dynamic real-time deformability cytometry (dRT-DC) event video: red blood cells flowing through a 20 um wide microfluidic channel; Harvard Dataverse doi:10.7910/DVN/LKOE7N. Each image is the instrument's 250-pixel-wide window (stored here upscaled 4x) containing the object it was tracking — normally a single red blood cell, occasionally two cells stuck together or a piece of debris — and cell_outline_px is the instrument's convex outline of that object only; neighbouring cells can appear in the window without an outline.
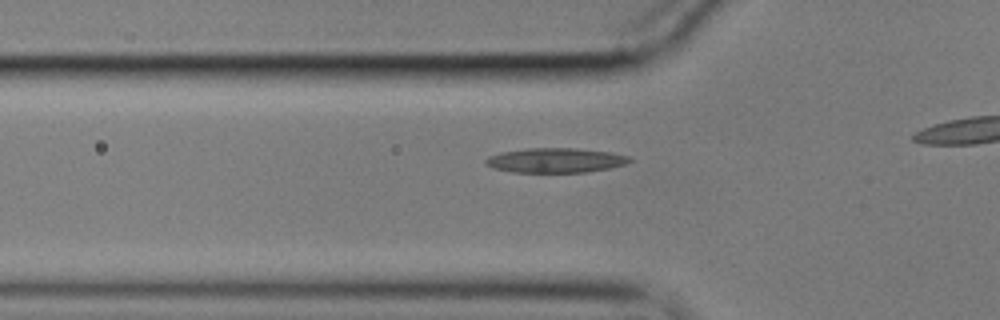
{"species": "common noctule bat (a hibernating species)", "species_latin": "Nyctalus noctula", "temperature_condition": "cold", "stored_images_in_passage": 16, "camera_frame_rate_fps": 3000, "um_per_image_px": 0.085, "animal": {"sex": "male", "body_mass_g": 17.9}, "frame": {"image": 1, "passage_image": 10, "time_ms": 3.0, "image_size_px": [1000, 320], "cell_outline_px": [[632, 160], [624, 164], [608, 168], [584, 172], [512, 172], [492, 168], [484, 160], [488, 156], [504, 152], [528, 148], [576, 148], [612, 152], [628, 156]], "centroid_in_image_um": [47.21, 13.62], "position_along_channel_um": 78.6, "area_um2": 20.46}}
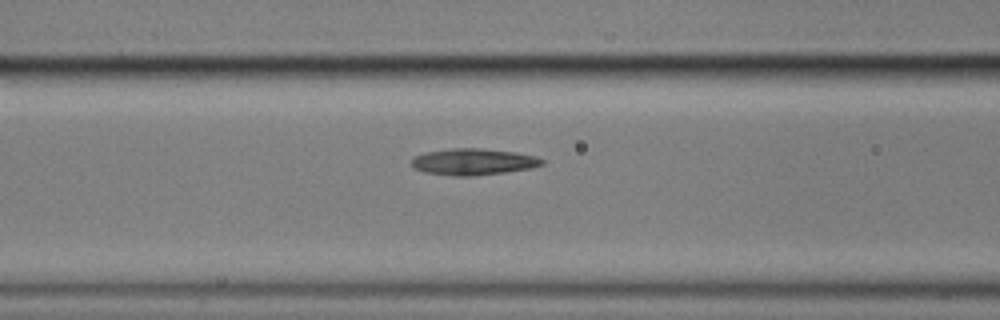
{"frame": {"image": 2, "passage_image": 14, "time_ms": 4.333, "image_size_px": [1000, 320], "cell_outline_px": [[544, 164], [532, 168], [504, 172], [472, 176], [452, 176], [424, 172], [412, 168], [412, 156], [424, 152], [452, 148], [480, 148], [516, 152], [536, 156], [544, 160]], "centroid_in_image_um": [40.2, 13.75], "position_along_channel_um": 126.4, "area_um2": 20.35}}